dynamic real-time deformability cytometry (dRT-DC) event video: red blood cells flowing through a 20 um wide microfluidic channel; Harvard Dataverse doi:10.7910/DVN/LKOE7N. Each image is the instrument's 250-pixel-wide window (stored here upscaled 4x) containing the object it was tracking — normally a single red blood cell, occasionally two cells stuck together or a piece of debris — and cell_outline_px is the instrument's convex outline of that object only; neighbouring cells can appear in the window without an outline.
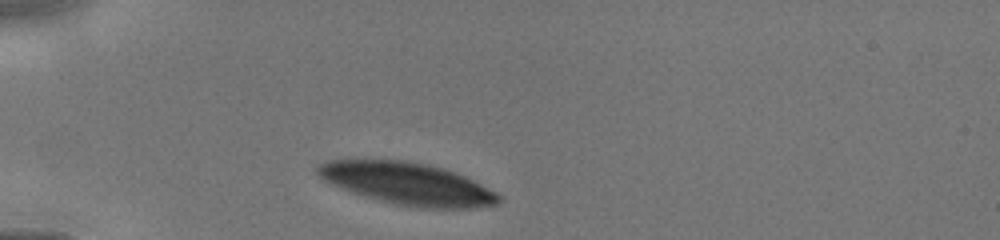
{"species": "human", "species_latin": "Homo sapiens", "temperature_condition": "cold", "stored_images_in_passage": 6, "camera_frame_rate_fps": 3000, "um_per_image_px": 0.085, "donor": {"sex": "male"}, "frame": {"image": 1, "passage_image": 1, "time_ms": 0.0, "image_size_px": [1000, 240], "cell_outline_px": [[500, 200], [496, 204], [476, 208], [420, 208], [396, 204], [364, 196], [340, 188], [324, 180], [316, 172], [316, 168], [320, 164], [328, 160], [404, 160], [444, 168], [464, 176], [496, 192], [500, 196]], "centroid_in_image_um": [34.63, 15.61], "position_along_channel_um": 50.4, "area_um2": 44.04}}
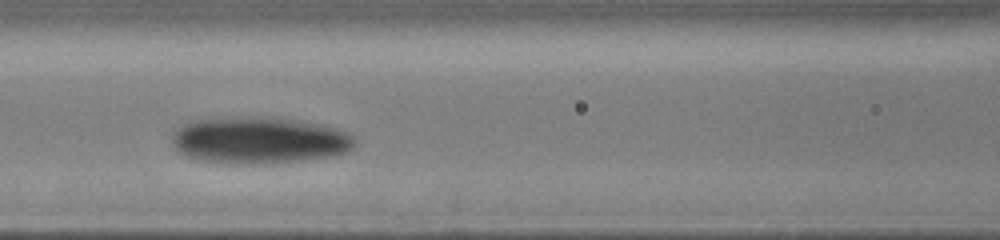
{"frame": {"image": 2, "passage_image": 5, "time_ms": 2.667, "image_size_px": [1000, 240], "cell_outline_px": [[356, 144], [348, 152], [328, 156], [304, 160], [272, 164], [228, 164], [200, 160], [184, 156], [176, 152], [172, 144], [172, 128], [192, 120], [224, 116], [272, 116], [316, 124], [336, 128], [348, 132], [356, 140]], "centroid_in_image_um": [21.93, 11.91], "position_along_channel_um": 144.7, "area_um2": 51.1}}
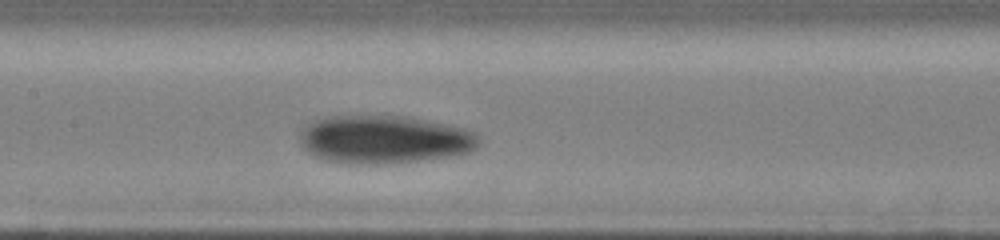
{"frame": {"image": 3, "passage_image": 6, "time_ms": 3.333, "image_size_px": [1000, 240], "cell_outline_px": [[480, 144], [472, 152], [452, 156], [392, 164], [344, 164], [312, 156], [300, 144], [300, 128], [316, 120], [328, 116], [400, 116], [424, 120], [464, 128], [476, 132], [480, 136]], "centroid_in_image_um": [32.67, 11.87], "position_along_channel_um": 174.7, "area_um2": 50.69}}